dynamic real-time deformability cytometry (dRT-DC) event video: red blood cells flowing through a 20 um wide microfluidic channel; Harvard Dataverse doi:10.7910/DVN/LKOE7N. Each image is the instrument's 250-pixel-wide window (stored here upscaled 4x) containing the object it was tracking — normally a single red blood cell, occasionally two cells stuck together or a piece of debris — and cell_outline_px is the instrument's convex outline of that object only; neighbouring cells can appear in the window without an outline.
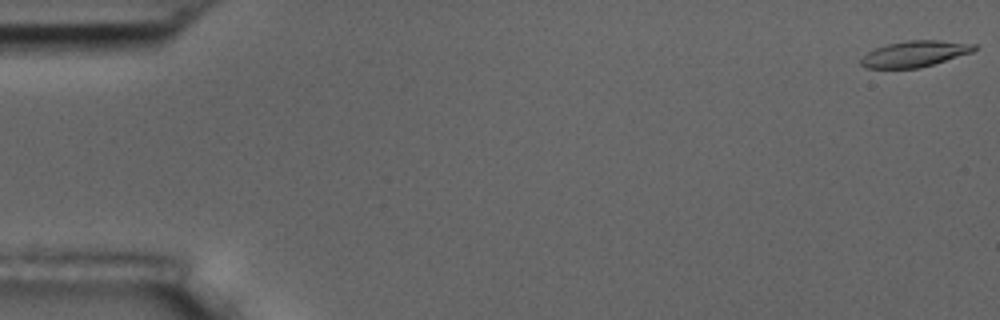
{"species": "common noctule bat (a hibernating species)", "species_latin": "Nyctalus noctula", "temperature_condition": "room temperature", "stored_images_in_passage": 15, "camera_frame_rate_fps": 3000, "um_per_image_px": 0.085, "animal": {"sex": "male", "body_mass_g": 17.5, "forearm_length_mm": 52.3}, "frame": {"image": 1, "passage_image": 1, "time_ms": 0.0, "image_size_px": [1000, 320], "cell_outline_px": [[976, 48], [972, 52], [920, 68], [864, 68], [860, 64], [860, 60], [868, 52], [876, 48], [888, 44], [908, 40], [940, 40], [976, 44]], "centroid_in_image_um": [77.74, 4.58], "position_along_channel_um": 7.3, "area_um2": 17.05}}
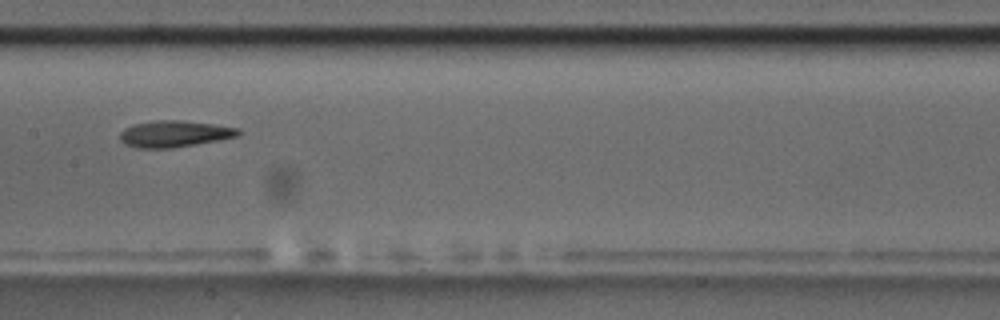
{"frame": {"image": 2, "passage_image": 8, "time_ms": 9.0, "image_size_px": [1000, 320], "cell_outline_px": [[240, 136], [172, 148], [136, 148], [124, 144], [120, 140], [120, 132], [124, 128], [132, 124], [156, 120], [180, 120], [212, 124], [240, 128]], "centroid_in_image_um": [14.79, 11.37], "position_along_channel_um": 192.6, "area_um2": 18.32}}
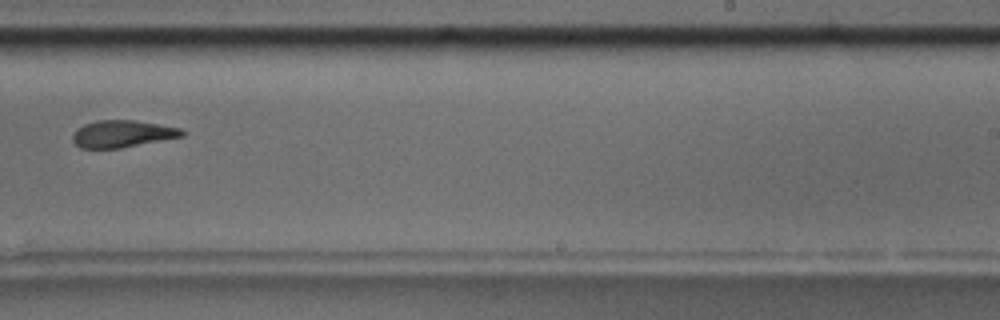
{"frame": {"image": 3, "passage_image": 10, "time_ms": 11.333, "image_size_px": [1000, 320], "cell_outline_px": [[184, 136], [120, 148], [80, 148], [72, 140], [72, 132], [76, 128], [84, 124], [100, 120], [136, 120], [180, 128], [184, 132]], "centroid_in_image_um": [10.36, 11.37], "position_along_channel_um": 278.6, "area_um2": 17.22}, "authors_computed_cell_mechanics": {"area_um2": 18.1492, "velocity_mm_per_s": 3.6979, "shape_relaxation_time_tau1_ms": 6.5262, "shape_relaxation_time_tau2_ms": 1.5187, "deformation_change_tau1": 0.1993, "deformation_change_tau2": 0.0696}}